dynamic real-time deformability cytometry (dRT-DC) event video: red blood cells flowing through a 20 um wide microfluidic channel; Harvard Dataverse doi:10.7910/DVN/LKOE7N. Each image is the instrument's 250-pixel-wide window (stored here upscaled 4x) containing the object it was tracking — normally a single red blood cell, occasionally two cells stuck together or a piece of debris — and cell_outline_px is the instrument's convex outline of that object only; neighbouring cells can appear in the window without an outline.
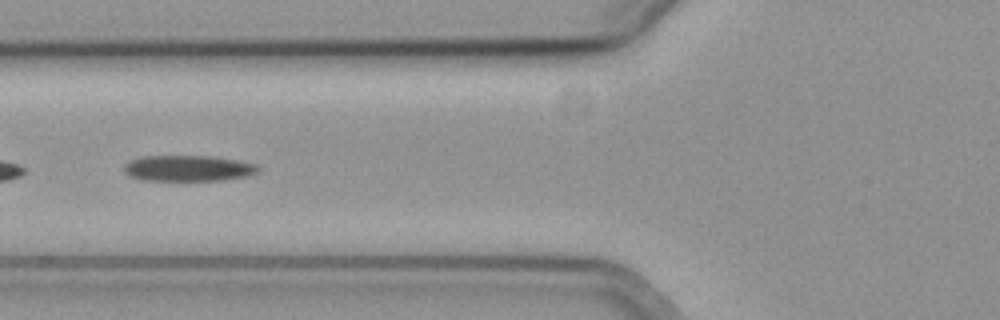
{"species": "common noctule bat (a hibernating species)", "species_latin": "Nyctalus noctula", "temperature_condition": "cold", "stored_images_in_passage": 36, "camera_frame_rate_fps": 3000, "um_per_image_px": 0.085, "animal": {"sex": "female", "body_mass_g": 19.3, "forearm_length_mm": 54.1}, "frame": {"image": 1, "passage_image": 16, "time_ms": 5.0, "image_size_px": [1000, 320], "cell_outline_px": [[260, 168], [256, 172], [248, 176], [224, 180], [144, 180], [128, 176], [124, 172], [124, 164], [132, 160], [144, 156], [212, 156], [240, 160], [256, 164]], "centroid_in_image_um": [16.01, 14.3], "position_along_channel_um": 109.8, "area_um2": 20.29}}